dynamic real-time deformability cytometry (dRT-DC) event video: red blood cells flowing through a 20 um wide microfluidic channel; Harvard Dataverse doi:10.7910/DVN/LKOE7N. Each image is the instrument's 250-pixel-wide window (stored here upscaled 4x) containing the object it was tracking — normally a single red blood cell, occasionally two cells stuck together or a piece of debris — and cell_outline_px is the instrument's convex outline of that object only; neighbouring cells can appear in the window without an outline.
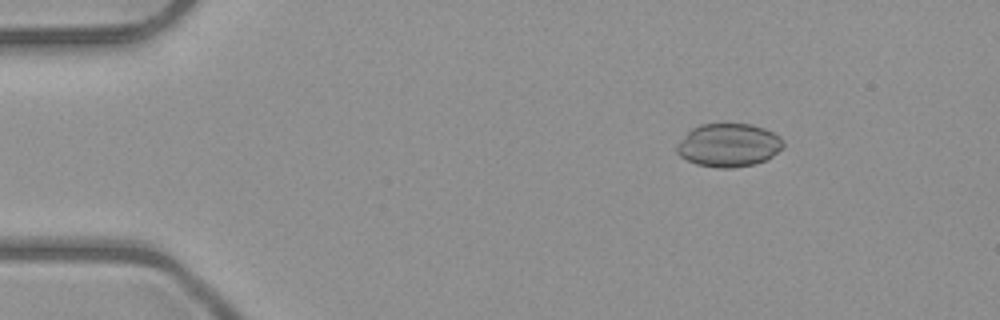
{"species": "common noctule bat (a hibernating species)", "species_latin": "Nyctalus noctula", "temperature_condition": "room temperature", "stored_images_in_passage": 14, "camera_frame_rate_fps": 3000, "um_per_image_px": 0.085, "animal": {"sex": "male", "body_mass_g": 23.1, "forearm_length_mm": 52.7}, "frame": {"image": 1, "passage_image": 7, "time_ms": 2.0, "image_size_px": [1000, 320], "cell_outline_px": [[784, 148], [772, 156], [756, 164], [732, 168], [720, 168], [696, 164], [680, 156], [676, 152], [676, 144], [692, 128], [700, 124], [752, 124], [764, 128], [780, 136], [784, 140]], "centroid_in_image_um": [61.95, 12.34], "position_along_channel_um": 23.1, "area_um2": 26.99}}